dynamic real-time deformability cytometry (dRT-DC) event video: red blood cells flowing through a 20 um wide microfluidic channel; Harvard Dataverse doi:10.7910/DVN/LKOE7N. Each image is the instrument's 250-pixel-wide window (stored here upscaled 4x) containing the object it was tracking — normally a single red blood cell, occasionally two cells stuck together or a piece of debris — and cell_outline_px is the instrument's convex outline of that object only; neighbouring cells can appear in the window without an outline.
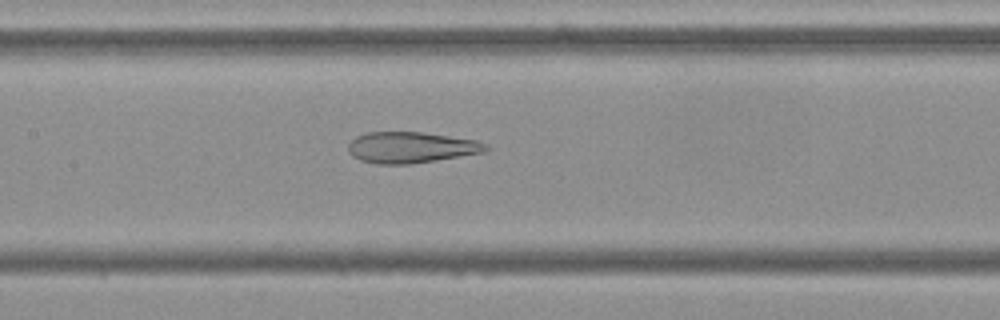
{"species": "Egyptian fruit bat (a non-hibernating species)", "species_latin": "Rousettus aegyptiacus", "temperature_condition": "cold", "stored_images_in_passage": 54, "camera_frame_rate_fps": 3000, "um_per_image_px": 0.085, "frame": {"image": 1, "passage_image": 25, "time_ms": 8.0, "image_size_px": [1000, 320], "cell_outline_px": [[488, 148], [484, 152], [436, 160], [408, 164], [376, 164], [360, 160], [352, 156], [348, 152], [348, 144], [356, 136], [368, 132], [424, 132], [476, 140], [484, 144]], "centroid_in_image_um": [34.88, 12.53], "position_along_channel_um": 172.5, "area_um2": 24.8}}
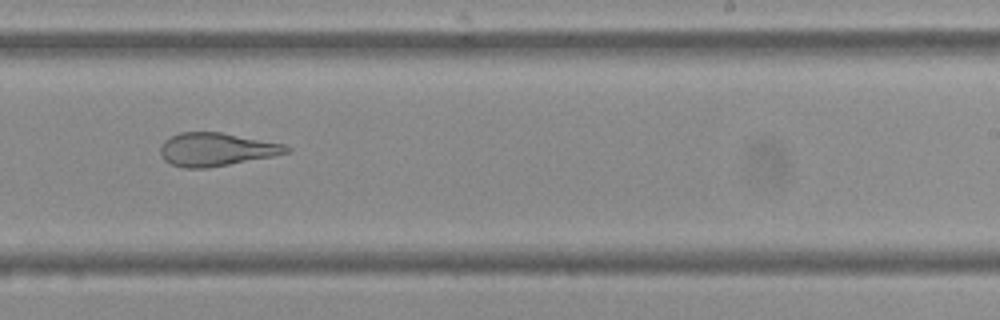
{"frame": {"image": 2, "passage_image": 33, "time_ms": 10.667, "image_size_px": [1000, 320], "cell_outline_px": [[292, 152], [272, 156], [208, 168], [184, 168], [172, 164], [164, 160], [160, 156], [160, 144], [164, 140], [180, 132], [220, 132], [284, 144], [292, 148]], "centroid_in_image_um": [18.36, 12.7], "position_along_channel_um": 270.6, "area_um2": 24.39}}
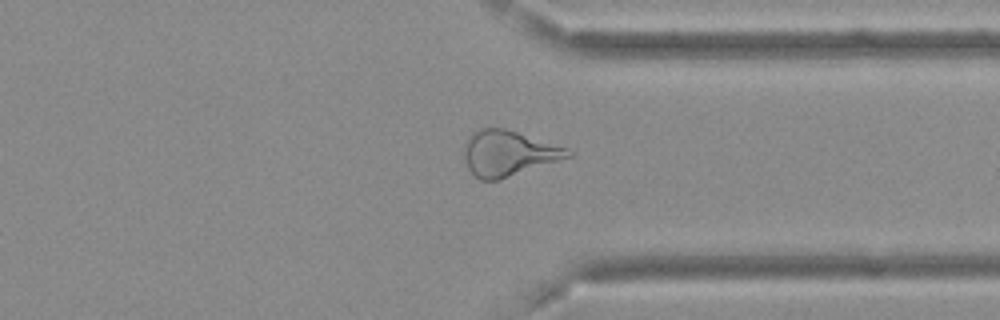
{"frame": {"image": 3, "passage_image": 41, "time_ms": 13.333, "image_size_px": [1000, 320], "cell_outline_px": [[576, 156], [500, 180], [480, 180], [468, 168], [464, 156], [464, 144], [468, 136], [472, 132], [480, 128], [504, 128], [568, 148], [576, 152]], "centroid_in_image_um": [43.27, 13.04], "position_along_channel_um": 368.1, "area_um2": 27.92}, "authors_computed_cell_mechanics": {"area_um2": 29.4491, "velocity_mm_per_s": 3.6903, "shape_relaxation_time_tau1_ms": null, "shape_relaxation_time_tau2_ms": 2.5271, "deformation_change_tau1": null, "deformation_change_tau2": 0.1261}}